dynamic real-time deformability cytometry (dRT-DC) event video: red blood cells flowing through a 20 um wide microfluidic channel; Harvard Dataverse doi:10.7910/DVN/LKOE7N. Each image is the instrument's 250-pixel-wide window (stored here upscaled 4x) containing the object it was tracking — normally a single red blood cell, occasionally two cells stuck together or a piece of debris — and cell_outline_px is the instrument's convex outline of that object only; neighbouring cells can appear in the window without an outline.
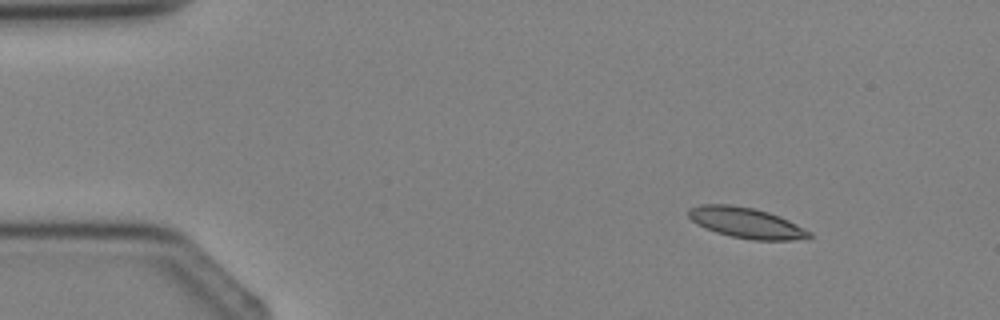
{"species": "Egyptian fruit bat (a non-hibernating species)", "species_latin": "Rousettus aegyptiacus", "temperature_condition": "cold", "stored_images_in_passage": 3, "camera_frame_rate_fps": 3000, "um_per_image_px": 0.085, "animal": {"sex": "female"}, "frame": {"image": 1, "passage_image": 2, "time_ms": 1.0, "image_size_px": [1000, 320], "cell_outline_px": [[812, 236], [808, 240], [752, 240], [732, 236], [716, 232], [692, 220], [688, 216], [688, 208], [700, 204], [732, 204], [756, 208], [780, 216], [812, 232]], "centroid_in_image_um": [63.49, 18.93], "position_along_channel_um": 21.5, "area_um2": 21.62}}